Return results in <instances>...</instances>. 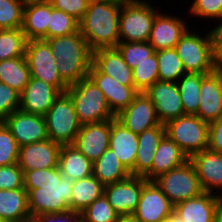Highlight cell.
I'll return each instance as SVG.
<instances>
[{
  "label": "cell",
  "mask_w": 222,
  "mask_h": 222,
  "mask_svg": "<svg viewBox=\"0 0 222 222\" xmlns=\"http://www.w3.org/2000/svg\"><path fill=\"white\" fill-rule=\"evenodd\" d=\"M31 218L71 210L74 181L61 175L59 167L23 171Z\"/></svg>",
  "instance_id": "6da1fadb"
},
{
  "label": "cell",
  "mask_w": 222,
  "mask_h": 222,
  "mask_svg": "<svg viewBox=\"0 0 222 222\" xmlns=\"http://www.w3.org/2000/svg\"><path fill=\"white\" fill-rule=\"evenodd\" d=\"M62 80L68 85L88 77L92 65V53L88 43L78 30L76 33L46 39Z\"/></svg>",
  "instance_id": "7a4b0ae2"
},
{
  "label": "cell",
  "mask_w": 222,
  "mask_h": 222,
  "mask_svg": "<svg viewBox=\"0 0 222 222\" xmlns=\"http://www.w3.org/2000/svg\"><path fill=\"white\" fill-rule=\"evenodd\" d=\"M121 5L90 0L79 31L95 51L101 48H116L119 43V13Z\"/></svg>",
  "instance_id": "3957f363"
},
{
  "label": "cell",
  "mask_w": 222,
  "mask_h": 222,
  "mask_svg": "<svg viewBox=\"0 0 222 222\" xmlns=\"http://www.w3.org/2000/svg\"><path fill=\"white\" fill-rule=\"evenodd\" d=\"M66 92L74 103L75 112L81 124L116 118L108 106L104 93L89 77L70 85Z\"/></svg>",
  "instance_id": "277c9868"
},
{
  "label": "cell",
  "mask_w": 222,
  "mask_h": 222,
  "mask_svg": "<svg viewBox=\"0 0 222 222\" xmlns=\"http://www.w3.org/2000/svg\"><path fill=\"white\" fill-rule=\"evenodd\" d=\"M200 34L188 28L175 46L186 73L214 72L212 29L203 37Z\"/></svg>",
  "instance_id": "5b68a950"
},
{
  "label": "cell",
  "mask_w": 222,
  "mask_h": 222,
  "mask_svg": "<svg viewBox=\"0 0 222 222\" xmlns=\"http://www.w3.org/2000/svg\"><path fill=\"white\" fill-rule=\"evenodd\" d=\"M136 0L121 5L119 42H148L155 16L159 13L151 0Z\"/></svg>",
  "instance_id": "8992f818"
},
{
  "label": "cell",
  "mask_w": 222,
  "mask_h": 222,
  "mask_svg": "<svg viewBox=\"0 0 222 222\" xmlns=\"http://www.w3.org/2000/svg\"><path fill=\"white\" fill-rule=\"evenodd\" d=\"M48 138L61 145L73 144L81 128L74 103L67 92L61 93L44 115Z\"/></svg>",
  "instance_id": "52a82bcc"
},
{
  "label": "cell",
  "mask_w": 222,
  "mask_h": 222,
  "mask_svg": "<svg viewBox=\"0 0 222 222\" xmlns=\"http://www.w3.org/2000/svg\"><path fill=\"white\" fill-rule=\"evenodd\" d=\"M166 135L190 158L208 147L209 123L186 114L165 124Z\"/></svg>",
  "instance_id": "ba28073f"
},
{
  "label": "cell",
  "mask_w": 222,
  "mask_h": 222,
  "mask_svg": "<svg viewBox=\"0 0 222 222\" xmlns=\"http://www.w3.org/2000/svg\"><path fill=\"white\" fill-rule=\"evenodd\" d=\"M153 181L173 205L197 197L203 192L196 170L189 160L182 166L161 174Z\"/></svg>",
  "instance_id": "9c48e42d"
},
{
  "label": "cell",
  "mask_w": 222,
  "mask_h": 222,
  "mask_svg": "<svg viewBox=\"0 0 222 222\" xmlns=\"http://www.w3.org/2000/svg\"><path fill=\"white\" fill-rule=\"evenodd\" d=\"M25 57L31 77L56 87L61 93L69 87L59 75L55 56L48 42L44 39H33L26 42Z\"/></svg>",
  "instance_id": "30bf717a"
},
{
  "label": "cell",
  "mask_w": 222,
  "mask_h": 222,
  "mask_svg": "<svg viewBox=\"0 0 222 222\" xmlns=\"http://www.w3.org/2000/svg\"><path fill=\"white\" fill-rule=\"evenodd\" d=\"M152 101L161 124L186 115L176 82L156 81L144 92Z\"/></svg>",
  "instance_id": "8fae6325"
},
{
  "label": "cell",
  "mask_w": 222,
  "mask_h": 222,
  "mask_svg": "<svg viewBox=\"0 0 222 222\" xmlns=\"http://www.w3.org/2000/svg\"><path fill=\"white\" fill-rule=\"evenodd\" d=\"M4 123L19 146L49 139L45 117L42 115L18 109L12 112Z\"/></svg>",
  "instance_id": "7c38bea8"
},
{
  "label": "cell",
  "mask_w": 222,
  "mask_h": 222,
  "mask_svg": "<svg viewBox=\"0 0 222 222\" xmlns=\"http://www.w3.org/2000/svg\"><path fill=\"white\" fill-rule=\"evenodd\" d=\"M144 187V177L128 178L104 186V195L119 215H132L137 208Z\"/></svg>",
  "instance_id": "4fadbf2b"
},
{
  "label": "cell",
  "mask_w": 222,
  "mask_h": 222,
  "mask_svg": "<svg viewBox=\"0 0 222 222\" xmlns=\"http://www.w3.org/2000/svg\"><path fill=\"white\" fill-rule=\"evenodd\" d=\"M174 205L154 181L144 178L141 198L133 215L140 222H160L172 214Z\"/></svg>",
  "instance_id": "5bb4252c"
},
{
  "label": "cell",
  "mask_w": 222,
  "mask_h": 222,
  "mask_svg": "<svg viewBox=\"0 0 222 222\" xmlns=\"http://www.w3.org/2000/svg\"><path fill=\"white\" fill-rule=\"evenodd\" d=\"M116 119L136 134L161 124L154 104L144 92H139L133 101L116 115Z\"/></svg>",
  "instance_id": "9a60e30c"
},
{
  "label": "cell",
  "mask_w": 222,
  "mask_h": 222,
  "mask_svg": "<svg viewBox=\"0 0 222 222\" xmlns=\"http://www.w3.org/2000/svg\"><path fill=\"white\" fill-rule=\"evenodd\" d=\"M111 120L82 124L73 145L94 162L109 148Z\"/></svg>",
  "instance_id": "2e32d148"
},
{
  "label": "cell",
  "mask_w": 222,
  "mask_h": 222,
  "mask_svg": "<svg viewBox=\"0 0 222 222\" xmlns=\"http://www.w3.org/2000/svg\"><path fill=\"white\" fill-rule=\"evenodd\" d=\"M61 146L50 139L20 146L17 164L23 171L58 167Z\"/></svg>",
  "instance_id": "e0dca14e"
},
{
  "label": "cell",
  "mask_w": 222,
  "mask_h": 222,
  "mask_svg": "<svg viewBox=\"0 0 222 222\" xmlns=\"http://www.w3.org/2000/svg\"><path fill=\"white\" fill-rule=\"evenodd\" d=\"M186 20L181 17L167 14L164 11L155 16L152 24L151 33L148 42L154 48L155 52L158 50L175 48L181 36L186 32L188 27Z\"/></svg>",
  "instance_id": "ac0fdd59"
},
{
  "label": "cell",
  "mask_w": 222,
  "mask_h": 222,
  "mask_svg": "<svg viewBox=\"0 0 222 222\" xmlns=\"http://www.w3.org/2000/svg\"><path fill=\"white\" fill-rule=\"evenodd\" d=\"M88 77L104 93L108 106L115 116L124 110L139 93L135 87L122 85L111 76L101 73L93 64Z\"/></svg>",
  "instance_id": "d6986e66"
},
{
  "label": "cell",
  "mask_w": 222,
  "mask_h": 222,
  "mask_svg": "<svg viewBox=\"0 0 222 222\" xmlns=\"http://www.w3.org/2000/svg\"><path fill=\"white\" fill-rule=\"evenodd\" d=\"M60 94L61 92L51 84L31 77L20 93L19 109L44 116Z\"/></svg>",
  "instance_id": "ffe728a7"
},
{
  "label": "cell",
  "mask_w": 222,
  "mask_h": 222,
  "mask_svg": "<svg viewBox=\"0 0 222 222\" xmlns=\"http://www.w3.org/2000/svg\"><path fill=\"white\" fill-rule=\"evenodd\" d=\"M189 161L196 170L203 192L218 194L217 190L222 191V153L205 149L192 155Z\"/></svg>",
  "instance_id": "44dd1931"
},
{
  "label": "cell",
  "mask_w": 222,
  "mask_h": 222,
  "mask_svg": "<svg viewBox=\"0 0 222 222\" xmlns=\"http://www.w3.org/2000/svg\"><path fill=\"white\" fill-rule=\"evenodd\" d=\"M195 115L208 123L222 116V73L214 71L202 79L199 107Z\"/></svg>",
  "instance_id": "7402d4cb"
},
{
  "label": "cell",
  "mask_w": 222,
  "mask_h": 222,
  "mask_svg": "<svg viewBox=\"0 0 222 222\" xmlns=\"http://www.w3.org/2000/svg\"><path fill=\"white\" fill-rule=\"evenodd\" d=\"M109 148L113 150L114 155L117 156L130 174L134 176V164L138 149V134L128 130L116 118L111 119Z\"/></svg>",
  "instance_id": "603a6c76"
},
{
  "label": "cell",
  "mask_w": 222,
  "mask_h": 222,
  "mask_svg": "<svg viewBox=\"0 0 222 222\" xmlns=\"http://www.w3.org/2000/svg\"><path fill=\"white\" fill-rule=\"evenodd\" d=\"M92 64L120 84L135 87L132 69L126 64L117 48H101L93 51Z\"/></svg>",
  "instance_id": "cb8c5ba5"
},
{
  "label": "cell",
  "mask_w": 222,
  "mask_h": 222,
  "mask_svg": "<svg viewBox=\"0 0 222 222\" xmlns=\"http://www.w3.org/2000/svg\"><path fill=\"white\" fill-rule=\"evenodd\" d=\"M222 195L202 192L199 196L181 201L174 205V212L182 222H214L217 198Z\"/></svg>",
  "instance_id": "d4e9b609"
},
{
  "label": "cell",
  "mask_w": 222,
  "mask_h": 222,
  "mask_svg": "<svg viewBox=\"0 0 222 222\" xmlns=\"http://www.w3.org/2000/svg\"><path fill=\"white\" fill-rule=\"evenodd\" d=\"M188 160L189 158L179 146L165 135L155 151L152 167L144 178L147 181H153L161 174L182 166Z\"/></svg>",
  "instance_id": "484cf974"
},
{
  "label": "cell",
  "mask_w": 222,
  "mask_h": 222,
  "mask_svg": "<svg viewBox=\"0 0 222 222\" xmlns=\"http://www.w3.org/2000/svg\"><path fill=\"white\" fill-rule=\"evenodd\" d=\"M166 135L165 125L152 127L138 134V149L134 164V176L144 177L151 169L155 151Z\"/></svg>",
  "instance_id": "4316f807"
},
{
  "label": "cell",
  "mask_w": 222,
  "mask_h": 222,
  "mask_svg": "<svg viewBox=\"0 0 222 222\" xmlns=\"http://www.w3.org/2000/svg\"><path fill=\"white\" fill-rule=\"evenodd\" d=\"M51 15V3L40 2L24 6L21 30L26 40L47 39L48 23Z\"/></svg>",
  "instance_id": "83f0119b"
},
{
  "label": "cell",
  "mask_w": 222,
  "mask_h": 222,
  "mask_svg": "<svg viewBox=\"0 0 222 222\" xmlns=\"http://www.w3.org/2000/svg\"><path fill=\"white\" fill-rule=\"evenodd\" d=\"M0 220L4 222L32 220L28 209V192L24 188L0 189Z\"/></svg>",
  "instance_id": "f1b7e54d"
},
{
  "label": "cell",
  "mask_w": 222,
  "mask_h": 222,
  "mask_svg": "<svg viewBox=\"0 0 222 222\" xmlns=\"http://www.w3.org/2000/svg\"><path fill=\"white\" fill-rule=\"evenodd\" d=\"M92 165L93 162L73 144L61 146L58 167L62 176L72 181L88 177L92 175Z\"/></svg>",
  "instance_id": "f546056e"
},
{
  "label": "cell",
  "mask_w": 222,
  "mask_h": 222,
  "mask_svg": "<svg viewBox=\"0 0 222 222\" xmlns=\"http://www.w3.org/2000/svg\"><path fill=\"white\" fill-rule=\"evenodd\" d=\"M92 174L104 185L113 184L128 178L131 174L120 162L111 148L93 162Z\"/></svg>",
  "instance_id": "4dcf8cb0"
},
{
  "label": "cell",
  "mask_w": 222,
  "mask_h": 222,
  "mask_svg": "<svg viewBox=\"0 0 222 222\" xmlns=\"http://www.w3.org/2000/svg\"><path fill=\"white\" fill-rule=\"evenodd\" d=\"M104 194V185L92 174L74 181L72 186L71 210L82 212Z\"/></svg>",
  "instance_id": "1f68e13d"
},
{
  "label": "cell",
  "mask_w": 222,
  "mask_h": 222,
  "mask_svg": "<svg viewBox=\"0 0 222 222\" xmlns=\"http://www.w3.org/2000/svg\"><path fill=\"white\" fill-rule=\"evenodd\" d=\"M31 78L25 56L0 61V82L21 93Z\"/></svg>",
  "instance_id": "d6a6232c"
},
{
  "label": "cell",
  "mask_w": 222,
  "mask_h": 222,
  "mask_svg": "<svg viewBox=\"0 0 222 222\" xmlns=\"http://www.w3.org/2000/svg\"><path fill=\"white\" fill-rule=\"evenodd\" d=\"M207 74L185 73L176 82L185 114L195 115L199 107L200 86Z\"/></svg>",
  "instance_id": "836d02e7"
},
{
  "label": "cell",
  "mask_w": 222,
  "mask_h": 222,
  "mask_svg": "<svg viewBox=\"0 0 222 222\" xmlns=\"http://www.w3.org/2000/svg\"><path fill=\"white\" fill-rule=\"evenodd\" d=\"M155 53L158 61L159 81L177 82L186 73L175 48L158 50Z\"/></svg>",
  "instance_id": "e575fe53"
},
{
  "label": "cell",
  "mask_w": 222,
  "mask_h": 222,
  "mask_svg": "<svg viewBox=\"0 0 222 222\" xmlns=\"http://www.w3.org/2000/svg\"><path fill=\"white\" fill-rule=\"evenodd\" d=\"M26 42L21 28L0 30V61L25 56Z\"/></svg>",
  "instance_id": "d590c367"
},
{
  "label": "cell",
  "mask_w": 222,
  "mask_h": 222,
  "mask_svg": "<svg viewBox=\"0 0 222 222\" xmlns=\"http://www.w3.org/2000/svg\"><path fill=\"white\" fill-rule=\"evenodd\" d=\"M116 48L131 69L147 61L155 53L149 42H119Z\"/></svg>",
  "instance_id": "8d00e7d4"
},
{
  "label": "cell",
  "mask_w": 222,
  "mask_h": 222,
  "mask_svg": "<svg viewBox=\"0 0 222 222\" xmlns=\"http://www.w3.org/2000/svg\"><path fill=\"white\" fill-rule=\"evenodd\" d=\"M79 30V22L61 10L54 9L51 5V15L47 29V39L67 36Z\"/></svg>",
  "instance_id": "74e56055"
},
{
  "label": "cell",
  "mask_w": 222,
  "mask_h": 222,
  "mask_svg": "<svg viewBox=\"0 0 222 222\" xmlns=\"http://www.w3.org/2000/svg\"><path fill=\"white\" fill-rule=\"evenodd\" d=\"M132 74L135 88L138 92H145L156 81H159L156 53H154L147 61H144L133 68Z\"/></svg>",
  "instance_id": "f35d334b"
},
{
  "label": "cell",
  "mask_w": 222,
  "mask_h": 222,
  "mask_svg": "<svg viewBox=\"0 0 222 222\" xmlns=\"http://www.w3.org/2000/svg\"><path fill=\"white\" fill-rule=\"evenodd\" d=\"M24 6L21 0H0V30L21 28Z\"/></svg>",
  "instance_id": "ab89813d"
},
{
  "label": "cell",
  "mask_w": 222,
  "mask_h": 222,
  "mask_svg": "<svg viewBox=\"0 0 222 222\" xmlns=\"http://www.w3.org/2000/svg\"><path fill=\"white\" fill-rule=\"evenodd\" d=\"M81 213L83 222H116L119 217L104 194Z\"/></svg>",
  "instance_id": "60d3db41"
},
{
  "label": "cell",
  "mask_w": 222,
  "mask_h": 222,
  "mask_svg": "<svg viewBox=\"0 0 222 222\" xmlns=\"http://www.w3.org/2000/svg\"><path fill=\"white\" fill-rule=\"evenodd\" d=\"M20 146L4 122H0V167L16 164Z\"/></svg>",
  "instance_id": "b9f144b4"
},
{
  "label": "cell",
  "mask_w": 222,
  "mask_h": 222,
  "mask_svg": "<svg viewBox=\"0 0 222 222\" xmlns=\"http://www.w3.org/2000/svg\"><path fill=\"white\" fill-rule=\"evenodd\" d=\"M19 104L20 93L0 82V122H4L12 112L18 110Z\"/></svg>",
  "instance_id": "7bdbcfd3"
},
{
  "label": "cell",
  "mask_w": 222,
  "mask_h": 222,
  "mask_svg": "<svg viewBox=\"0 0 222 222\" xmlns=\"http://www.w3.org/2000/svg\"><path fill=\"white\" fill-rule=\"evenodd\" d=\"M191 16L205 19L220 20L221 8L220 0H193L192 5L188 10Z\"/></svg>",
  "instance_id": "ee69618b"
},
{
  "label": "cell",
  "mask_w": 222,
  "mask_h": 222,
  "mask_svg": "<svg viewBox=\"0 0 222 222\" xmlns=\"http://www.w3.org/2000/svg\"><path fill=\"white\" fill-rule=\"evenodd\" d=\"M24 188L23 170L19 165L12 164L0 167V189L11 190Z\"/></svg>",
  "instance_id": "f6af8a7d"
},
{
  "label": "cell",
  "mask_w": 222,
  "mask_h": 222,
  "mask_svg": "<svg viewBox=\"0 0 222 222\" xmlns=\"http://www.w3.org/2000/svg\"><path fill=\"white\" fill-rule=\"evenodd\" d=\"M52 7L81 21L87 11L90 0H49Z\"/></svg>",
  "instance_id": "bcb514c9"
},
{
  "label": "cell",
  "mask_w": 222,
  "mask_h": 222,
  "mask_svg": "<svg viewBox=\"0 0 222 222\" xmlns=\"http://www.w3.org/2000/svg\"><path fill=\"white\" fill-rule=\"evenodd\" d=\"M33 222H83L81 212L66 211L62 213L41 214L32 218Z\"/></svg>",
  "instance_id": "7dc6e473"
},
{
  "label": "cell",
  "mask_w": 222,
  "mask_h": 222,
  "mask_svg": "<svg viewBox=\"0 0 222 222\" xmlns=\"http://www.w3.org/2000/svg\"><path fill=\"white\" fill-rule=\"evenodd\" d=\"M207 149L222 153V116L209 123Z\"/></svg>",
  "instance_id": "c3c4849f"
},
{
  "label": "cell",
  "mask_w": 222,
  "mask_h": 222,
  "mask_svg": "<svg viewBox=\"0 0 222 222\" xmlns=\"http://www.w3.org/2000/svg\"><path fill=\"white\" fill-rule=\"evenodd\" d=\"M214 71L222 73V41H213Z\"/></svg>",
  "instance_id": "681fc988"
},
{
  "label": "cell",
  "mask_w": 222,
  "mask_h": 222,
  "mask_svg": "<svg viewBox=\"0 0 222 222\" xmlns=\"http://www.w3.org/2000/svg\"><path fill=\"white\" fill-rule=\"evenodd\" d=\"M214 222H222V195H220L216 201Z\"/></svg>",
  "instance_id": "f907efd6"
},
{
  "label": "cell",
  "mask_w": 222,
  "mask_h": 222,
  "mask_svg": "<svg viewBox=\"0 0 222 222\" xmlns=\"http://www.w3.org/2000/svg\"><path fill=\"white\" fill-rule=\"evenodd\" d=\"M212 38L213 41H222V18L218 25H214V28L212 29Z\"/></svg>",
  "instance_id": "816d5d0a"
},
{
  "label": "cell",
  "mask_w": 222,
  "mask_h": 222,
  "mask_svg": "<svg viewBox=\"0 0 222 222\" xmlns=\"http://www.w3.org/2000/svg\"><path fill=\"white\" fill-rule=\"evenodd\" d=\"M116 222H140V221L132 214V215H119Z\"/></svg>",
  "instance_id": "f5cc1de1"
},
{
  "label": "cell",
  "mask_w": 222,
  "mask_h": 222,
  "mask_svg": "<svg viewBox=\"0 0 222 222\" xmlns=\"http://www.w3.org/2000/svg\"><path fill=\"white\" fill-rule=\"evenodd\" d=\"M160 222H182V219L180 216H178L174 211L170 216L167 218L161 220Z\"/></svg>",
  "instance_id": "db71d44e"
},
{
  "label": "cell",
  "mask_w": 222,
  "mask_h": 222,
  "mask_svg": "<svg viewBox=\"0 0 222 222\" xmlns=\"http://www.w3.org/2000/svg\"><path fill=\"white\" fill-rule=\"evenodd\" d=\"M93 1L123 5V4L130 3V2H133V1H136V0H93Z\"/></svg>",
  "instance_id": "11a10c76"
},
{
  "label": "cell",
  "mask_w": 222,
  "mask_h": 222,
  "mask_svg": "<svg viewBox=\"0 0 222 222\" xmlns=\"http://www.w3.org/2000/svg\"><path fill=\"white\" fill-rule=\"evenodd\" d=\"M24 5L32 4V3H40V2H47L49 0H21Z\"/></svg>",
  "instance_id": "9f6ffc18"
},
{
  "label": "cell",
  "mask_w": 222,
  "mask_h": 222,
  "mask_svg": "<svg viewBox=\"0 0 222 222\" xmlns=\"http://www.w3.org/2000/svg\"><path fill=\"white\" fill-rule=\"evenodd\" d=\"M221 18H222V0H220Z\"/></svg>",
  "instance_id": "6f0895ef"
}]
</instances>
